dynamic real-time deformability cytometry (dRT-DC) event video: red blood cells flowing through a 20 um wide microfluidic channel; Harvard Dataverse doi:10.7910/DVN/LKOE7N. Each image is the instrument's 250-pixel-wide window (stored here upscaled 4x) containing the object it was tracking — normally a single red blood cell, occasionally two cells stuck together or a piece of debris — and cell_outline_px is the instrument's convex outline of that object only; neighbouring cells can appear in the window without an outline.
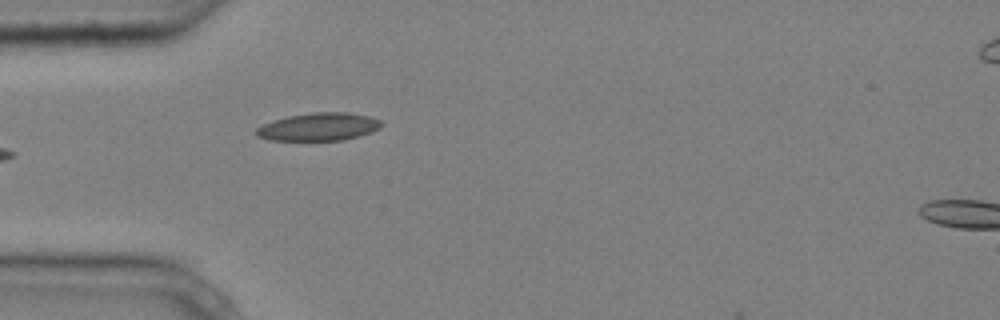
{"species": "common noctule bat (a hibernating species)", "species_latin": "Nyctalus noctula", "temperature_condition": "cold", "stored_images_in_passage": 5, "camera_frame_rate_fps": 3000, "um_per_image_px": 0.085, "animal": {"sex": "male", "body_mass_g": 20.4}, "frame": {"image": 1, "passage_image": 5, "time_ms": 1.333, "image_size_px": [1000, 320], "cell_outline_px": [[384, 124], [380, 128], [372, 132], [360, 136], [344, 140], [268, 140], [256, 136], [256, 128], [264, 124], [288, 116], [312, 112], [348, 112], [368, 116], [380, 120]], "centroid_in_image_um": [27.13, 10.78], "position_along_channel_um": 57.9, "area_um2": 20.35}}